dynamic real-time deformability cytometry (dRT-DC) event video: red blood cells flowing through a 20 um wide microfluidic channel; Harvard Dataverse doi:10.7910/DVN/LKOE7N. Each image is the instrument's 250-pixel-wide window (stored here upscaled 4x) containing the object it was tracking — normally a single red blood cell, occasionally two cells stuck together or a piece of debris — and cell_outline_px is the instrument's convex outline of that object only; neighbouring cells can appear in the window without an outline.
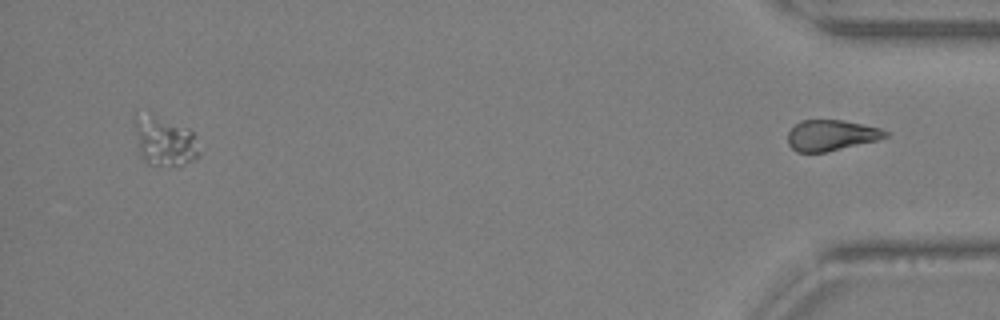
{"species": "Egyptian fruit bat (a non-hibernating species)", "species_latin": "Rousettus aegyptiacus", "temperature_condition": "warm", "stored_images_in_passage": 37, "segment_of_instrument_passage": [2, 2], "camera_frame_rate_fps": 3000, "um_per_image_px": 0.085, "animal": {"sex": "female"}, "frame": {"image": 1, "passage_image": 37, "time_ms": 12.0, "image_size_px": [1000, 320], "cell_outline_px": [[888, 136], [876, 140], [824, 152], [796, 152], [788, 144], [788, 132], [800, 120], [844, 120], [880, 128], [888, 132]], "centroid_in_image_um": [70.62, 11.49], "position_along_channel_um": 364.6, "area_um2": 17.28}}